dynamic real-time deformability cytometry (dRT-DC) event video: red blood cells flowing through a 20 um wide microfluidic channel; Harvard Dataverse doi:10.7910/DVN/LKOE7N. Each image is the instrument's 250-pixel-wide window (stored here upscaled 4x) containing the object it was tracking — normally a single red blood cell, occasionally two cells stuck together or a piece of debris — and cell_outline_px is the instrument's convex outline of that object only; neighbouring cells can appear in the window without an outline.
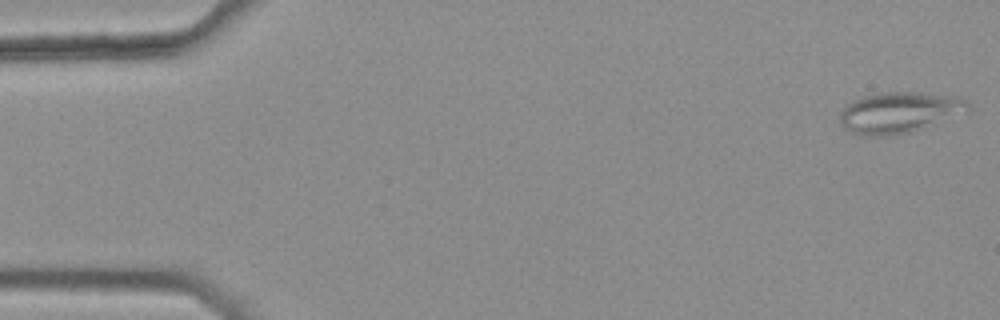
{"species": "common noctule bat (a hibernating species)", "species_latin": "Nyctalus noctula", "temperature_condition": "warm", "stored_images_in_passage": 5, "camera_frame_rate_fps": 3000, "um_per_image_px": 0.085, "animal": {"sex": "female", "body_mass_g": 25.1}, "frame": {"image": 1, "passage_image": 1, "time_ms": 0.0, "image_size_px": [1000, 320], "cell_outline_px": [[972, 112], [968, 116], [912, 132], [884, 136], [864, 136], [852, 132], [844, 128], [840, 124], [840, 112], [848, 104], [864, 96], [880, 92], [924, 92], [960, 96], [972, 108]], "centroid_in_image_um": [76.61, 9.57], "position_along_channel_um": 8.4, "area_um2": 31.79}}